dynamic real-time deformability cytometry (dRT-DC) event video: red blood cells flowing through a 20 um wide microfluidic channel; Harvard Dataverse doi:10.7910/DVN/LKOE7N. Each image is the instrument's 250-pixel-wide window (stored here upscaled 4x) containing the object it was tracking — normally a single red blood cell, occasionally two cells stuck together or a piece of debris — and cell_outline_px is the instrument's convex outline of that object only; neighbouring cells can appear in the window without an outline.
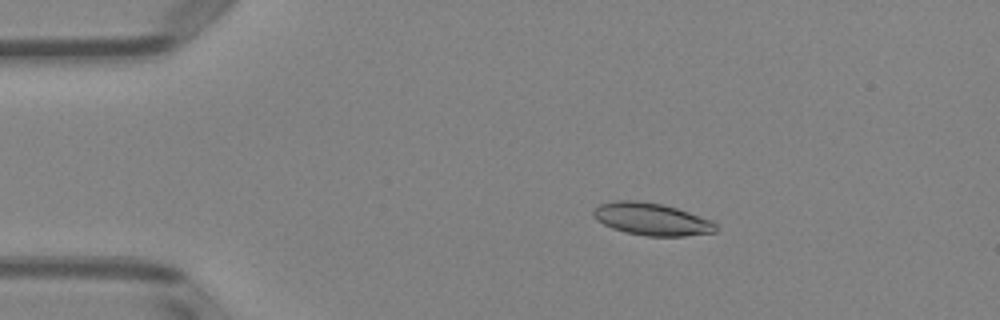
{"species": "Egyptian fruit bat (a non-hibernating species)", "species_latin": "Rousettus aegyptiacus", "temperature_condition": "room temperature", "stored_images_in_passage": 4, "camera_frame_rate_fps": 3000, "um_per_image_px": 0.085, "animal": {"sex": "female"}, "frame": {"image": 1, "passage_image": 3, "time_ms": 2.333, "image_size_px": [1000, 320], "cell_outline_px": [[720, 228], [716, 232], [684, 236], [644, 236], [624, 232], [612, 228], [596, 220], [592, 216], [592, 212], [600, 204], [616, 200], [636, 200], [660, 204], [676, 208], [712, 220]], "centroid_in_image_um": [55.39, 18.64], "position_along_channel_um": 29.6, "area_um2": 23.18}}